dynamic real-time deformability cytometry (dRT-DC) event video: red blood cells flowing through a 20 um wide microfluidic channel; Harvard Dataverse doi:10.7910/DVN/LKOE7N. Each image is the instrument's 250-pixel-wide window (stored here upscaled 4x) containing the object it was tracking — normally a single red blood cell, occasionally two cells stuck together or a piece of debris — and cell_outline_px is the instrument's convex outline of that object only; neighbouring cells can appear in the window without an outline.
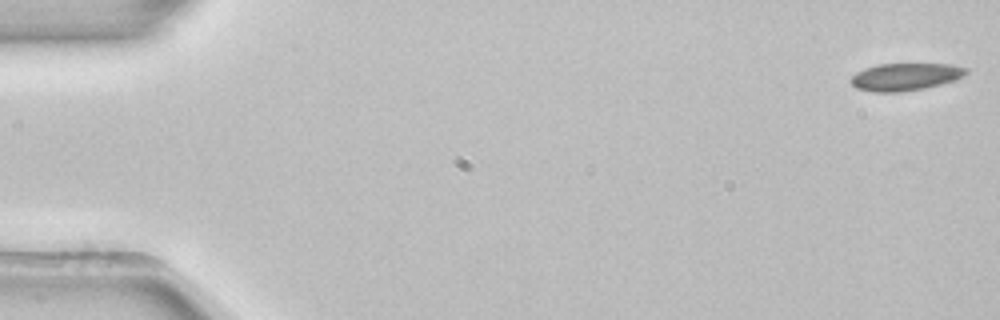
{"species": "common noctule bat (a hibernating species)", "species_latin": "Nyctalus noctula", "temperature_condition": "room temperature", "stored_images_in_passage": 47, "camera_frame_rate_fps": 3000, "um_per_image_px": 0.085, "animal": {"sex": "female", "body_mass_g": 22.7, "forearm_length_mm": 54.2}, "frame": {"image": 1, "passage_image": 1, "time_ms": 0.0, "image_size_px": [1000, 320], "cell_outline_px": [[968, 72], [964, 76], [940, 84], [924, 88], [900, 92], [876, 92], [856, 88], [848, 80], [856, 72], [864, 68], [880, 64], [952, 64], [968, 68]], "centroid_in_image_um": [76.93, 6.52], "position_along_channel_um": 8.1, "area_um2": 18.38}}
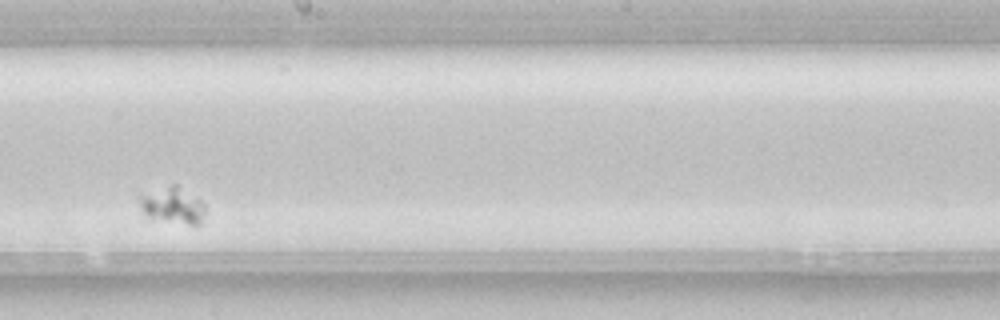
{"frame": {"image": 2, "passage_image": 33, "time_ms": 10.667, "image_size_px": [1000, 320], "cell_outline_px": [[204, 216], [200, 224], [188, 224], [148, 216], [140, 208], [140, 196], [172, 184], [176, 184], [200, 200], [204, 204]], "centroid_in_image_um": [14.71, 17.45], "position_along_channel_um": 233.5, "area_um2": 13.24}}
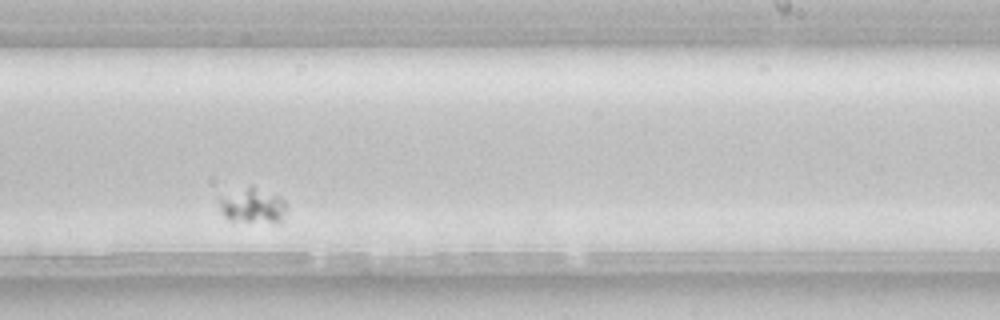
{"frame": {"image": 3, "passage_image": 36, "time_ms": 11.667, "image_size_px": [1000, 320], "cell_outline_px": [[288, 208], [280, 220], [228, 220], [224, 216], [220, 208], [220, 200], [252, 184], [280, 196], [284, 200]], "centroid_in_image_um": [21.53, 17.43], "position_along_channel_um": 267.5, "area_um2": 13.01}}